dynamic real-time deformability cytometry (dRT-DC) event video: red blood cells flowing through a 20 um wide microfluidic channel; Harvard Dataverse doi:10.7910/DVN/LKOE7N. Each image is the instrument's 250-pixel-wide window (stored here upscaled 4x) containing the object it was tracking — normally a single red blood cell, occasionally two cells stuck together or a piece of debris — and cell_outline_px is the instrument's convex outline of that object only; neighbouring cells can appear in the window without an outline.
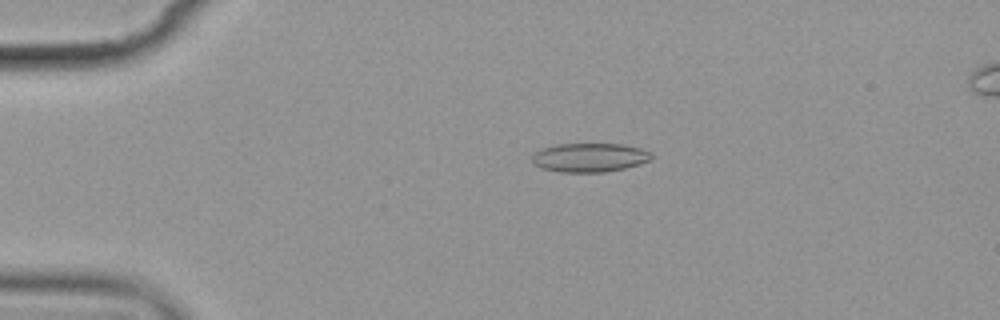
{"species": "common noctule bat (a hibernating species)", "species_latin": "Nyctalus noctula", "temperature_condition": "cold", "stored_images_in_passage": 8, "camera_frame_rate_fps": 3000, "um_per_image_px": 0.085, "animal": {"sex": "female", "body_mass_g": 19.9}, "frame": {"image": 1, "passage_image": 4, "time_ms": 4.0, "image_size_px": [1000, 320], "cell_outline_px": [[652, 160], [640, 164], [624, 168], [604, 172], [560, 172], [540, 168], [532, 164], [532, 156], [536, 152], [544, 148], [556, 144], [624, 144], [640, 148], [652, 152]], "centroid_in_image_um": [50.13, 13.39], "position_along_channel_um": 34.9, "area_um2": 20.23}}
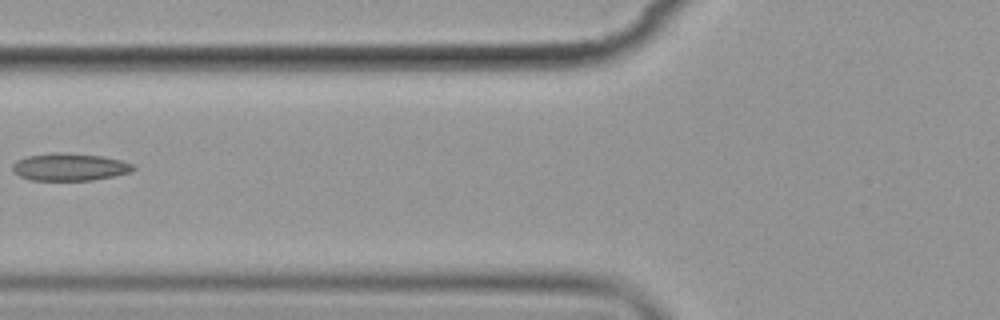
{"frame": {"image": 2, "passage_image": 7, "time_ms": 7.667, "image_size_px": [1000, 320], "cell_outline_px": [[136, 168], [132, 172], [116, 176], [92, 180], [28, 180], [12, 172], [12, 164], [16, 160], [28, 156], [52, 152], [68, 152], [104, 156], [120, 160], [132, 164]], "centroid_in_image_um": [5.92, 14.19], "position_along_channel_um": 119.9, "area_um2": 19.65}}
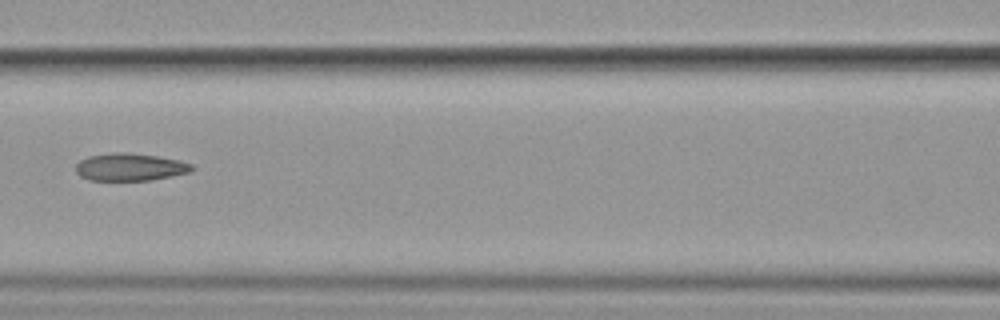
{"frame": {"image": 3, "passage_image": 8, "time_ms": 8.667, "image_size_px": [1000, 320], "cell_outline_px": [[196, 168], [188, 172], [172, 176], [152, 180], [88, 180], [80, 176], [76, 172], [76, 164], [80, 160], [88, 156], [112, 152], [128, 152], [156, 156], [180, 160], [192, 164]], "centroid_in_image_um": [11.05, 14.19], "position_along_channel_um": 155.6, "area_um2": 18.73}}